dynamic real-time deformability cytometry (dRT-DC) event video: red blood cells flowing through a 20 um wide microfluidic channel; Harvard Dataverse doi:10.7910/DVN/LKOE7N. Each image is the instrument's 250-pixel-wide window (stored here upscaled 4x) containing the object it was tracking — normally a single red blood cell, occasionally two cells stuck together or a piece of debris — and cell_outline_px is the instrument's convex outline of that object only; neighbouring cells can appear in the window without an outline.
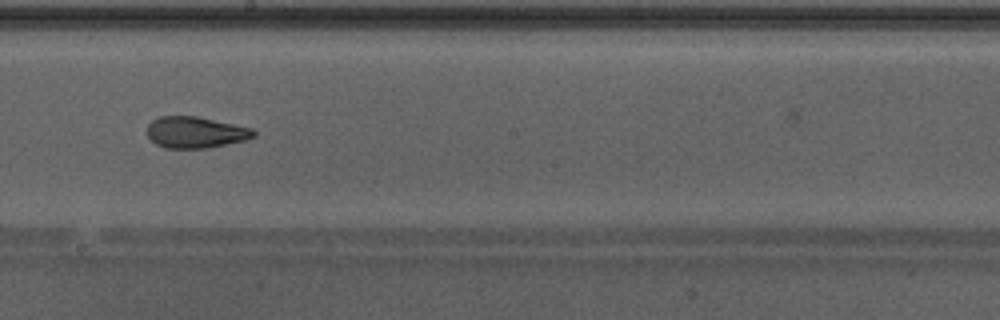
{"species": "Egyptian fruit bat (a non-hibernating species)", "species_latin": "Rousettus aegyptiacus", "temperature_condition": "warm", "stored_images_in_passage": 34, "camera_frame_rate_fps": 3000, "um_per_image_px": 0.085, "animal": {"sex": "male"}, "frame": {"image": 1, "passage_image": 19, "time_ms": 6.0, "image_size_px": [1000, 320], "cell_outline_px": [[256, 136], [244, 140], [208, 148], [164, 148], [156, 144], [148, 136], [148, 124], [152, 120], [160, 116], [196, 116], [252, 128], [256, 132]], "centroid_in_image_um": [16.61, 11.25], "position_along_channel_um": 231.6, "area_um2": 19.36}}